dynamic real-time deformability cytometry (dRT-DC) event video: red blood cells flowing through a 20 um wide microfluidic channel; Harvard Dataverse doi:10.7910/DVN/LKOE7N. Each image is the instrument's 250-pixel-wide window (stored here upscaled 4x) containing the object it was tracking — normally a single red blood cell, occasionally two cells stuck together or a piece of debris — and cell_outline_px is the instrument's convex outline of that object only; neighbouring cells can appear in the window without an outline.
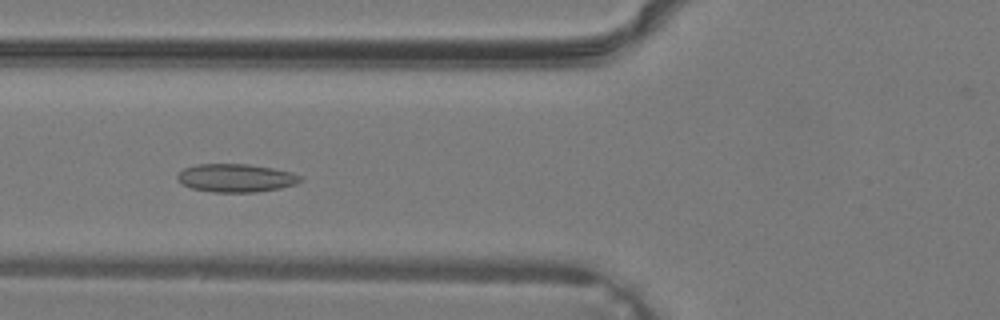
{"species": "common noctule bat (a hibernating species)", "species_latin": "Nyctalus noctula", "temperature_condition": "warm", "stored_images_in_passage": 35, "camera_frame_rate_fps": 3000, "um_per_image_px": 0.085, "animal": {"sex": "male", "body_mass_g": 19.2, "forearm_length_mm": 51.8}, "frame": {"image": 1, "passage_image": 15, "time_ms": 4.667, "image_size_px": [1000, 320], "cell_outline_px": [[304, 176], [296, 184], [280, 188], [256, 192], [212, 192], [192, 188], [184, 184], [176, 176], [184, 168], [196, 164], [248, 164], [272, 168], [292, 172]], "centroid_in_image_um": [20.09, 15.12], "position_along_channel_um": 105.7, "area_um2": 20.11}}
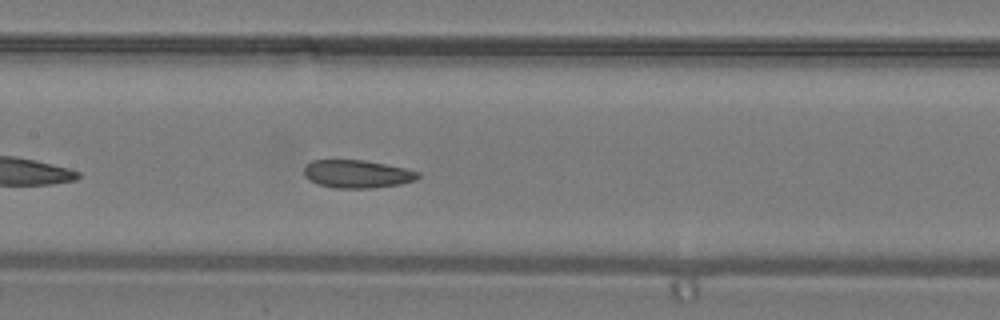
{"frame": {"image": 2, "passage_image": 19, "time_ms": 6.0, "image_size_px": [1000, 320], "cell_outline_px": [[420, 176], [416, 180], [400, 184], [372, 188], [336, 188], [316, 184], [308, 180], [304, 176], [304, 168], [312, 160], [364, 160], [404, 168], [420, 172]], "centroid_in_image_um": [30.34, 14.79], "position_along_channel_um": 177.1, "area_um2": 18.61}}
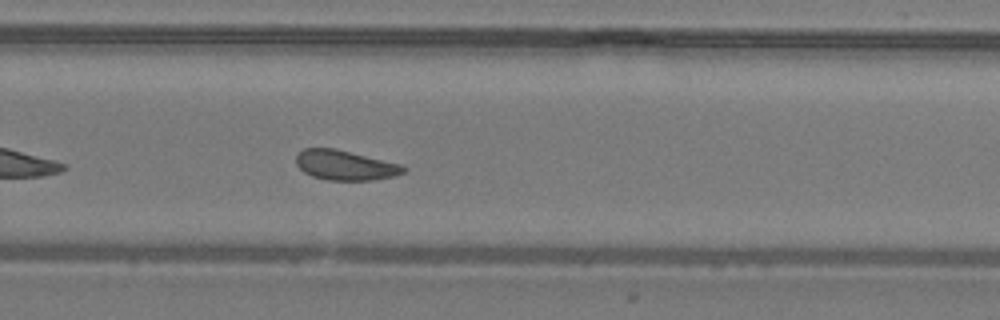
{"frame": {"image": 3, "passage_image": 26, "time_ms": 8.333, "image_size_px": [1000, 320], "cell_outline_px": [[408, 168], [404, 172], [396, 176], [372, 180], [328, 180], [312, 176], [304, 172], [296, 164], [296, 156], [304, 148], [336, 148], [404, 164]], "centroid_in_image_um": [29.4, 14.04], "position_along_channel_um": 300.4, "area_um2": 18.96}}